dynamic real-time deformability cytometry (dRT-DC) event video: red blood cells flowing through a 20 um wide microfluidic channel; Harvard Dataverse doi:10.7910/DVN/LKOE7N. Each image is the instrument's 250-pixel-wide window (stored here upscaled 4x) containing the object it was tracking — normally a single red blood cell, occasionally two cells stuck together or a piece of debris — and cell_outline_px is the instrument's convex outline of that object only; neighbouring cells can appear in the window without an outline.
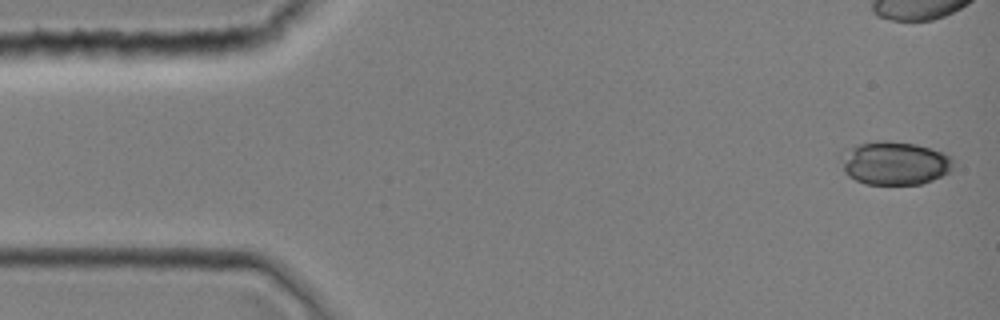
{"species": "common noctule bat (a hibernating species)", "species_latin": "Nyctalus noctula", "temperature_condition": "room temperature", "stored_images_in_passage": 33, "camera_frame_rate_fps": 3000, "um_per_image_px": 0.085, "animal": {"sex": "female", "body_mass_g": 19.0, "forearm_length_mm": 51.5}, "frame": {"image": 1, "passage_image": 1, "time_ms": 0.0, "image_size_px": [1000, 320], "cell_outline_px": [[952, 168], [948, 172], [932, 180], [920, 184], [864, 184], [848, 176], [844, 172], [836, 156], [836, 152], [856, 144], [880, 140], [888, 140], [916, 144], [948, 152], [952, 156]], "centroid_in_image_um": [75.96, 13.83], "position_along_channel_um": 9.0, "area_um2": 29.3}}